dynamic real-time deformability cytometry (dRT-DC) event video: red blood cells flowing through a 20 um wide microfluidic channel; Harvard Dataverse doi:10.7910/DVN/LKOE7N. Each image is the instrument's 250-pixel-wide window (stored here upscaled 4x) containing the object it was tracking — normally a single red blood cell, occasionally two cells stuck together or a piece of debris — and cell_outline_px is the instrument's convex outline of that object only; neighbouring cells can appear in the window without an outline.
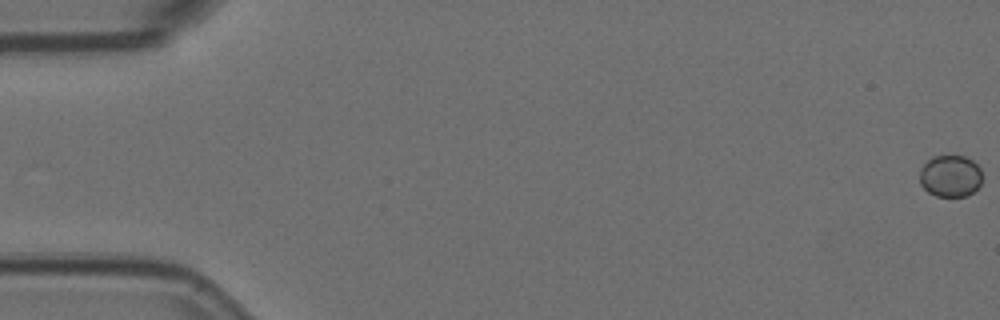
{"species": "Egyptian fruit bat (a non-hibernating species)", "species_latin": "Rousettus aegyptiacus", "temperature_condition": "room temperature", "stored_images_in_passage": 58, "camera_frame_rate_fps": 3000, "um_per_image_px": 0.085, "animal": {"sex": "female"}, "frame": {"image": 1, "passage_image": 1, "time_ms": 0.0, "image_size_px": [1000, 320], "cell_outline_px": [[980, 184], [968, 196], [936, 196], [928, 192], [920, 184], [920, 168], [932, 156], [964, 156], [972, 160], [980, 168]], "centroid_in_image_um": [80.75, 14.96], "position_along_channel_um": 4.2, "area_um2": 15.14}}
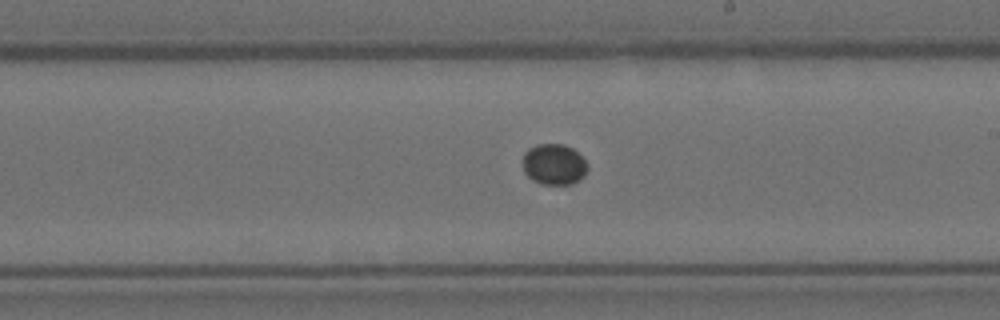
{"frame": {"image": 2, "passage_image": 34, "time_ms": 11.0, "image_size_px": [1000, 320], "cell_outline_px": [[588, 168], [584, 176], [572, 184], [544, 184], [532, 180], [524, 172], [524, 152], [528, 148], [536, 144], [564, 144], [572, 148], [588, 164]], "centroid_in_image_um": [47.09, 13.96], "position_along_channel_um": 241.9, "area_um2": 15.37}}
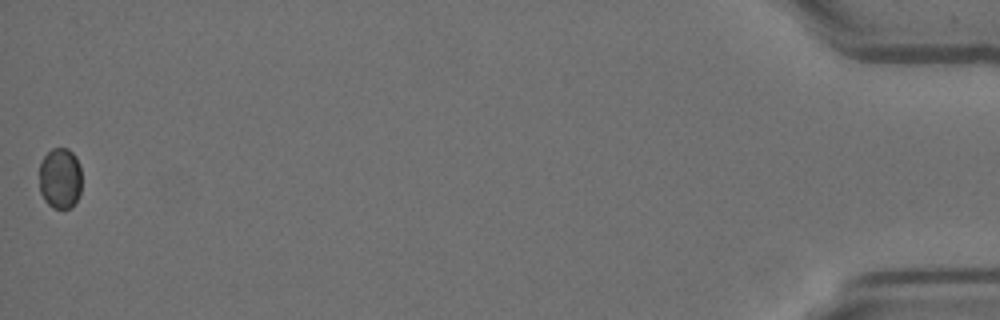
{"frame": {"image": 3, "passage_image": 58, "time_ms": 19.0, "image_size_px": [1000, 320], "cell_outline_px": [[80, 196], [68, 208], [52, 208], [44, 200], [40, 192], [40, 164], [44, 156], [52, 148], [68, 148], [76, 156], [80, 164]], "centroid_in_image_um": [5.11, 15.14], "position_along_channel_um": 430.1, "area_um2": 15.09}}